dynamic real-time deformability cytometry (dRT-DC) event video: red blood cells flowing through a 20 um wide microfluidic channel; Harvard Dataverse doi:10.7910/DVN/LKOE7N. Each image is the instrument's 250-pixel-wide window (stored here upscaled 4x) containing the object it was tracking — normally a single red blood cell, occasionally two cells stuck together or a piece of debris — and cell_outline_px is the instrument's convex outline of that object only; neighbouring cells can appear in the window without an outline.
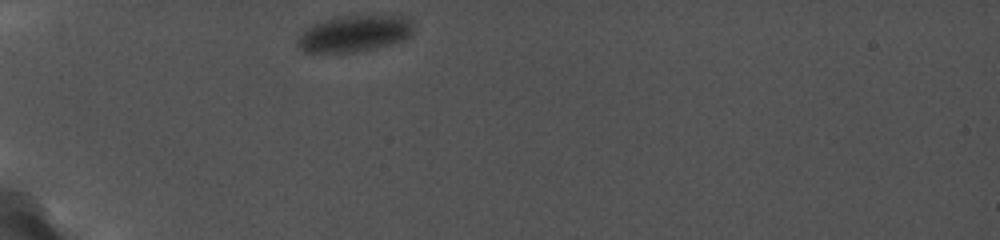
{"species": "common noctule bat (a hibernating species)", "species_latin": "Nyctalus noctula", "temperature_condition": "cold", "stored_images_in_passage": 39, "camera_frame_rate_fps": 5000, "um_per_image_px": 0.085, "animal": {"sex": "female", "body_mass_g": 19.0, "forearm_length_mm": 56.7}, "frame": {"image": 1, "passage_image": 1, "time_ms": 0.0, "image_size_px": [1000, 240], "cell_outline_px": [[416, 28], [404, 40], [356, 52], [304, 52], [296, 44], [296, 40], [304, 28], [320, 20], [336, 16], [412, 16]], "centroid_in_image_um": [30.12, 2.83], "position_along_channel_um": 54.9, "area_um2": 24.97}}
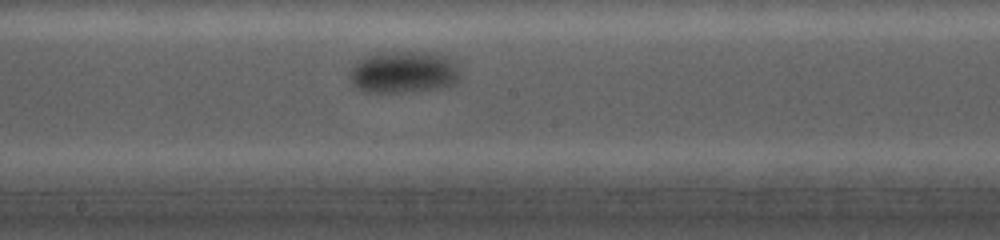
{"frame": {"image": 2, "passage_image": 22, "time_ms": 5.4, "image_size_px": [1000, 240], "cell_outline_px": [[456, 80], [448, 84], [428, 88], [400, 92], [368, 92], [356, 84], [352, 80], [352, 68], [364, 56], [376, 52], [440, 52], [452, 56], [456, 60]], "centroid_in_image_um": [34.33, 6.06], "position_along_channel_um": 213.9, "area_um2": 26.18}}
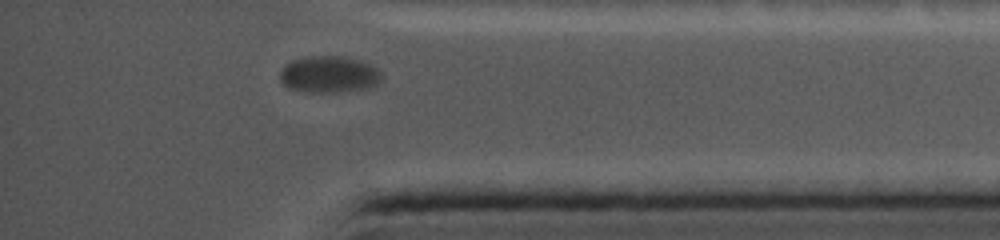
{"frame": {"image": 3, "passage_image": 36, "time_ms": 11.0, "image_size_px": [1000, 240], "cell_outline_px": [[380, 80], [376, 84], [364, 88], [336, 92], [308, 92], [292, 88], [284, 84], [280, 80], [280, 72], [284, 64], [292, 60], [308, 56], [340, 56], [360, 60], [372, 64], [380, 72]], "centroid_in_image_um": [27.94, 6.3], "position_along_channel_um": 407.3, "area_um2": 21.5}, "authors_computed_cell_mechanics": {"area_um2": 25.432, "velocity_mm_per_s": 3.4296, "shape_relaxation_time_tau1_ms": 1.1284, "shape_relaxation_time_tau2_ms": null, "deformation_change_tau1": 0.0412, "deformation_change_tau2": null}}